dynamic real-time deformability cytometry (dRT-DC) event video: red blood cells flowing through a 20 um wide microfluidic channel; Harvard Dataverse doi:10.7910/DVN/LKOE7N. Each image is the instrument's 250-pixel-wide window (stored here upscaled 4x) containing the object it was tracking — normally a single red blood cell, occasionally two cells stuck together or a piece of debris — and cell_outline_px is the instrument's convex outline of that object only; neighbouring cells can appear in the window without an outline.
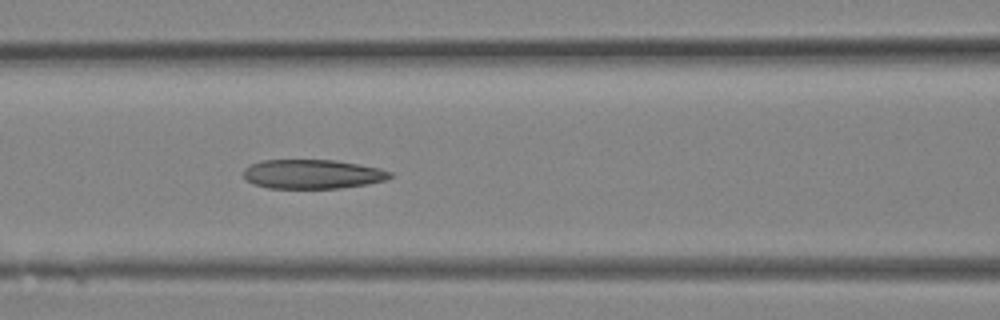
{"species": "Egyptian fruit bat (a non-hibernating species)", "species_latin": "Rousettus aegyptiacus", "temperature_condition": "room temperature", "stored_images_in_passage": 12, "camera_frame_rate_fps": 3000, "um_per_image_px": 0.085, "animal": {"sex": "female"}, "frame": {"image": 1, "passage_image": 12, "time_ms": 3.667, "image_size_px": [1000, 320], "cell_outline_px": [[392, 176], [384, 180], [368, 184], [340, 188], [268, 188], [252, 184], [244, 176], [244, 168], [252, 164], [264, 160], [336, 160], [360, 164], [380, 168], [392, 172]], "centroid_in_image_um": [26.58, 14.8], "position_along_channel_um": 140.0, "area_um2": 24.97}}